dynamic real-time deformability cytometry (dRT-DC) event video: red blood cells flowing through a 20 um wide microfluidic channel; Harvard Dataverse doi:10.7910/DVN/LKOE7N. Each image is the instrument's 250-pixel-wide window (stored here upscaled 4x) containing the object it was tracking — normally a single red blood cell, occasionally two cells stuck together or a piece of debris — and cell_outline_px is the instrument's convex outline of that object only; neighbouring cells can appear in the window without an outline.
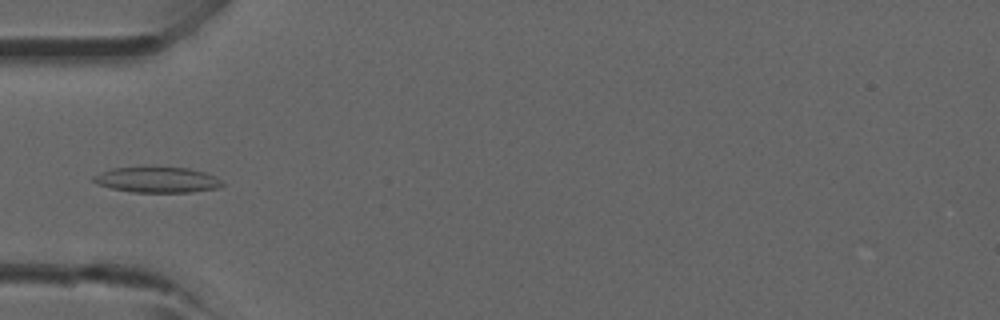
{"species": "common noctule bat (a hibernating species)", "species_latin": "Nyctalus noctula", "temperature_condition": "room temperature", "stored_images_in_passage": 3, "camera_frame_rate_fps": 3000, "um_per_image_px": 0.085, "animal": {"sex": "male", "forearm_length_mm": 52.5}, "frame": {"image": 1, "passage_image": 3, "time_ms": 3.0, "image_size_px": [1000, 320], "cell_outline_px": [[224, 184], [216, 188], [192, 192], [132, 192], [112, 188], [96, 184], [92, 180], [92, 176], [100, 172], [112, 168], [188, 168], [204, 172], [216, 176]], "centroid_in_image_um": [13.34, 15.29], "position_along_channel_um": 71.7, "area_um2": 18.96}}